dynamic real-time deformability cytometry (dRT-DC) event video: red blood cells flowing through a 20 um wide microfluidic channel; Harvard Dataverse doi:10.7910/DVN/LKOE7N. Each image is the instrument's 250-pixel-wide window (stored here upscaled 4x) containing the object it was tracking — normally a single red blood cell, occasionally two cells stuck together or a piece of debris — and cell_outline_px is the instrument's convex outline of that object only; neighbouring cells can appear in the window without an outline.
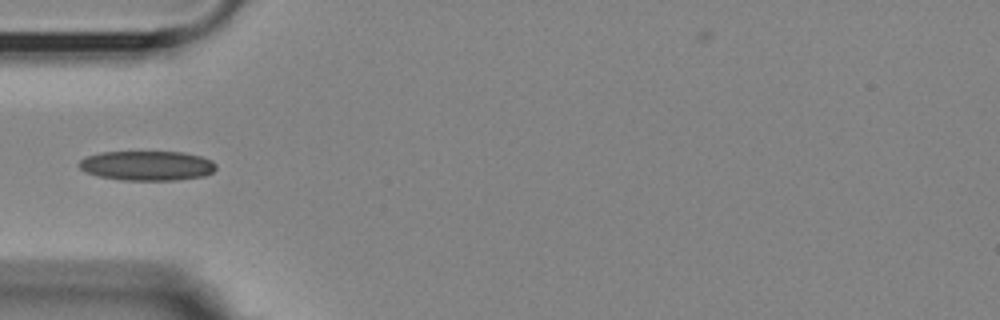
{"species": "Egyptian fruit bat (a non-hibernating species)", "species_latin": "Rousettus aegyptiacus", "temperature_condition": "room temperature", "stored_images_in_passage": 11, "camera_frame_rate_fps": 3000, "um_per_image_px": 0.085, "animal": {"sex": "female"}, "frame": {"image": 1, "passage_image": 1, "time_ms": 0.0, "image_size_px": [1000, 320], "cell_outline_px": [[216, 168], [212, 172], [204, 176], [176, 180], [124, 180], [100, 176], [84, 172], [80, 168], [80, 160], [88, 156], [100, 152], [184, 152], [200, 156], [212, 160], [216, 164]], "centroid_in_image_um": [12.53, 14.08], "position_along_channel_um": 72.5, "area_um2": 23.58}}
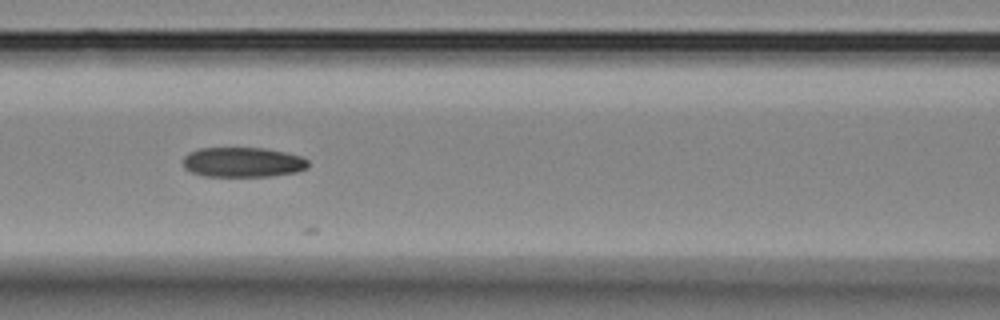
{"frame": {"image": 2, "passage_image": 7, "time_ms": 2.0, "image_size_px": [1000, 320], "cell_outline_px": [[308, 168], [296, 172], [272, 176], [204, 176], [192, 172], [184, 168], [184, 156], [188, 152], [200, 148], [264, 148], [284, 152], [300, 156], [308, 160]], "centroid_in_image_um": [20.63, 13.79], "position_along_channel_um": 146.0, "area_um2": 21.79}}
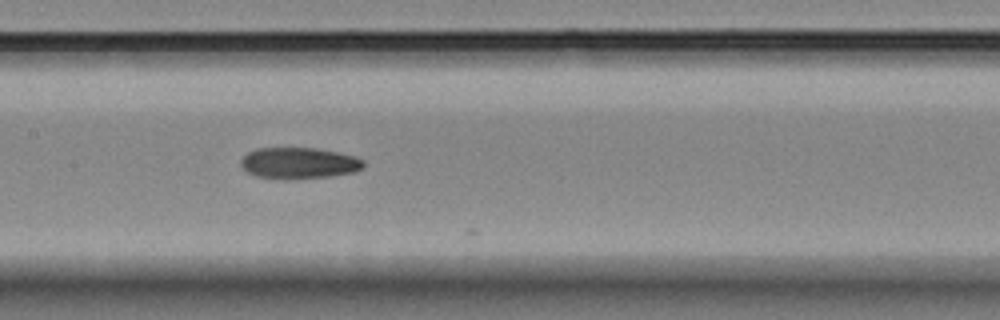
{"frame": {"image": 3, "passage_image": 10, "time_ms": 3.0, "image_size_px": [1000, 320], "cell_outline_px": [[364, 168], [356, 172], [328, 176], [292, 180], [256, 176], [248, 172], [240, 164], [240, 160], [248, 152], [256, 148], [316, 148], [340, 152], [356, 156], [364, 160]], "centroid_in_image_um": [25.45, 13.86], "position_along_channel_um": 182.0, "area_um2": 22.6}}